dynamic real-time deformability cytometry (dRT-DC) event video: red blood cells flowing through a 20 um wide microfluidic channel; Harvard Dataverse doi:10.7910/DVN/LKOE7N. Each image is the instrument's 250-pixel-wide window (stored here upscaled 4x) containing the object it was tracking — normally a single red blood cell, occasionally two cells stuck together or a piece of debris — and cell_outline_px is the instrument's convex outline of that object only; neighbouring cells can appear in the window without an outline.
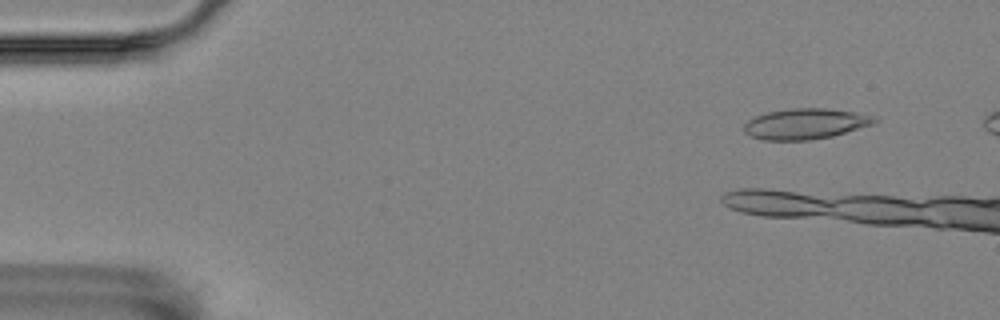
{"species": "Egyptian fruit bat (a non-hibernating species)", "species_latin": "Rousettus aegyptiacus", "temperature_condition": "room temperature", "stored_images_in_passage": 11, "camera_frame_rate_fps": 3000, "um_per_image_px": 0.085, "animal": {"sex": "female"}, "frame": {"image": 1, "passage_image": 5, "time_ms": 1.333, "image_size_px": [1000, 320], "cell_outline_px": [[880, 120], [872, 124], [832, 136], [808, 140], [764, 140], [752, 136], [744, 132], [744, 124], [748, 120], [756, 116], [768, 112], [792, 108], [832, 108], [856, 112], [876, 116]], "centroid_in_image_um": [68.49, 10.51], "position_along_channel_um": 16.5, "area_um2": 23.29}}